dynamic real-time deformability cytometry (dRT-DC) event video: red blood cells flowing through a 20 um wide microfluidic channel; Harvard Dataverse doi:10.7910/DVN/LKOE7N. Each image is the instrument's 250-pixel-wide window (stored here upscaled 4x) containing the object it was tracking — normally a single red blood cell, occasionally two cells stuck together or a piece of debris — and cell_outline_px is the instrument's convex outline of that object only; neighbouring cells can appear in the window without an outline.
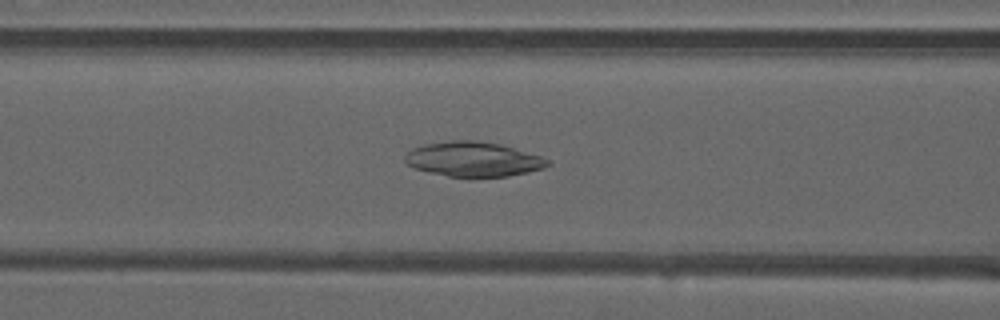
{"species": "common noctule bat (a hibernating species)", "species_latin": "Nyctalus noctula", "temperature_condition": "warm", "stored_images_in_passage": 43, "camera_frame_rate_fps": 3000, "um_per_image_px": 0.085, "animal": {"sex": "male", "forearm_length_mm": 52.5}, "frame": {"image": 1, "passage_image": 14, "time_ms": 4.333, "image_size_px": [1000, 320], "cell_outline_px": [[552, 164], [544, 168], [528, 172], [508, 176], [448, 176], [428, 172], [416, 168], [408, 164], [404, 160], [404, 156], [412, 148], [424, 144], [448, 140], [476, 140], [500, 144], [540, 156], [548, 160]], "centroid_in_image_um": [40.21, 13.52], "position_along_channel_um": 126.4, "area_um2": 28.67}}
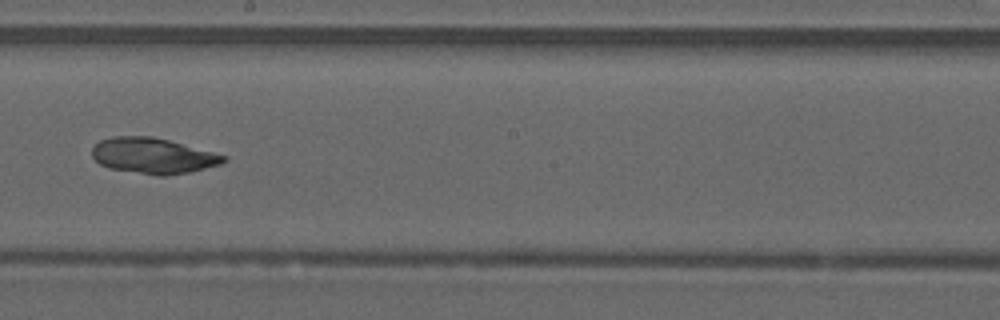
{"frame": {"image": 2, "passage_image": 22, "time_ms": 7.0, "image_size_px": [1000, 320], "cell_outline_px": [[228, 160], [220, 164], [192, 172], [168, 176], [160, 176], [108, 168], [100, 164], [92, 156], [92, 148], [100, 140], [112, 136], [152, 136], [168, 140], [228, 156]], "centroid_in_image_um": [13.02, 13.24], "position_along_channel_um": 235.2, "area_um2": 27.46}}
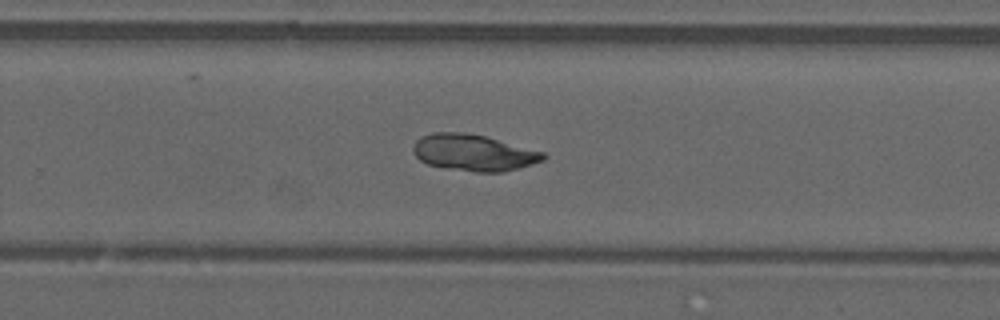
{"frame": {"image": 3, "passage_image": 26, "time_ms": 8.333, "image_size_px": [1000, 320], "cell_outline_px": [[548, 156], [544, 160], [532, 164], [504, 172], [472, 172], [444, 168], [428, 164], [420, 160], [412, 152], [412, 148], [416, 140], [420, 136], [432, 132], [464, 132], [484, 136], [544, 152]], "centroid_in_image_um": [40.23, 12.98], "position_along_channel_um": 289.6, "area_um2": 27.8}, "authors_computed_cell_mechanics": {"area_um2": 27.8018, "velocity_mm_per_s": 4.0963, "shape_relaxation_time_tau1_ms": null, "shape_relaxation_time_tau2_ms": 7.0354, "deformation_change_tau1": null, "deformation_change_tau2": 0.0953}}